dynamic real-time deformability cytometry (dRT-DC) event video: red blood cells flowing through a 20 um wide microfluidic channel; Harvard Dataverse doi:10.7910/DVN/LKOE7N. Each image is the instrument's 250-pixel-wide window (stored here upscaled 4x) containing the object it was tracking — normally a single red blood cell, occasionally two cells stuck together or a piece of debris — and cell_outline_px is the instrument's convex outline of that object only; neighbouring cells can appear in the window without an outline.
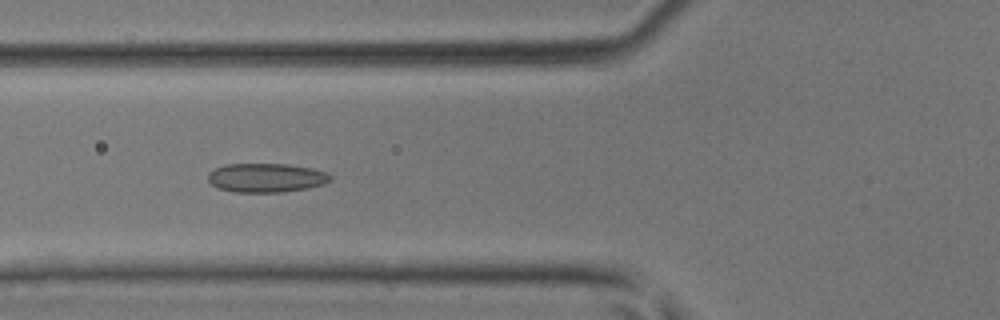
{"species": "common noctule bat (a hibernating species)", "species_latin": "Nyctalus noctula", "temperature_condition": "room temperature", "stored_images_in_passage": 33, "camera_frame_rate_fps": 3000, "um_per_image_px": 0.085, "animal": {"sex": "male", "body_mass_g": 17.9, "forearm_length_mm": 54.2}, "frame": {"image": 1, "passage_image": 6, "time_ms": 1.667, "image_size_px": [1000, 320], "cell_outline_px": [[332, 180], [324, 184], [284, 192], [232, 192], [220, 188], [212, 184], [208, 180], [208, 172], [224, 164], [288, 164], [312, 168], [328, 172], [332, 176]], "centroid_in_image_um": [22.64, 15.1], "position_along_channel_um": 103.2, "area_um2": 20.75}}
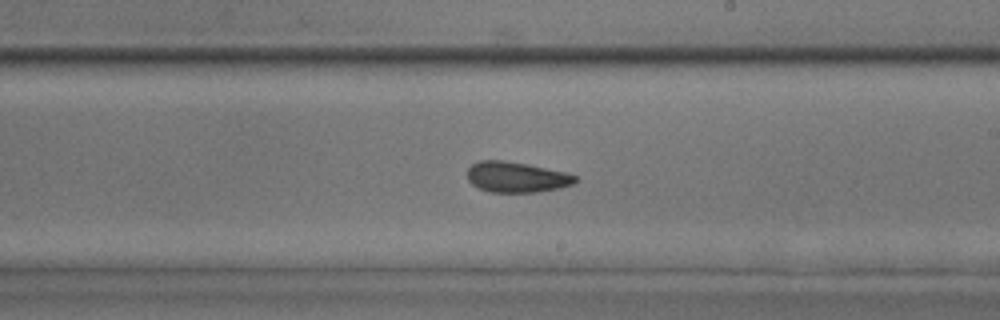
{"frame": {"image": 2, "passage_image": 15, "time_ms": 4.667, "image_size_px": [1000, 320], "cell_outline_px": [[576, 180], [572, 184], [560, 188], [536, 192], [488, 192], [472, 184], [468, 180], [468, 168], [472, 164], [480, 160], [504, 160], [528, 164], [568, 172], [576, 176]], "centroid_in_image_um": [43.9, 15.04], "position_along_channel_um": 245.1, "area_um2": 19.31}}
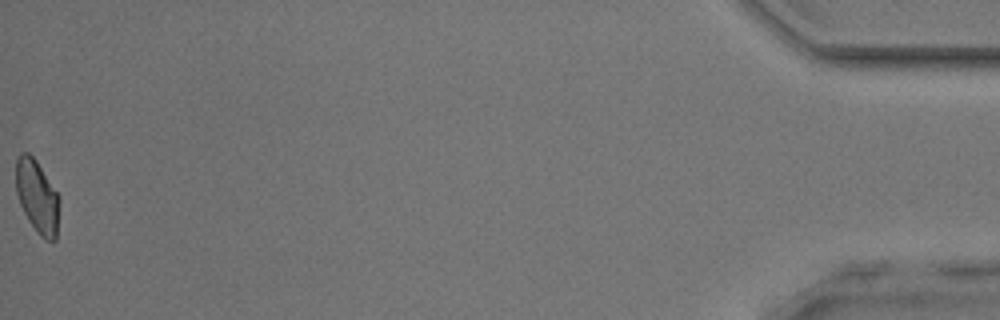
{"frame": {"image": 3, "passage_image": 33, "time_ms": 10.667, "image_size_px": [1000, 320], "cell_outline_px": [[60, 200], [56, 240], [48, 240], [40, 236], [28, 220], [20, 204], [16, 192], [16, 156], [20, 152], [28, 152], [36, 160], [60, 196]], "centroid_in_image_um": [3.16, 16.68], "position_along_channel_um": 432.0, "area_um2": 18.61}}